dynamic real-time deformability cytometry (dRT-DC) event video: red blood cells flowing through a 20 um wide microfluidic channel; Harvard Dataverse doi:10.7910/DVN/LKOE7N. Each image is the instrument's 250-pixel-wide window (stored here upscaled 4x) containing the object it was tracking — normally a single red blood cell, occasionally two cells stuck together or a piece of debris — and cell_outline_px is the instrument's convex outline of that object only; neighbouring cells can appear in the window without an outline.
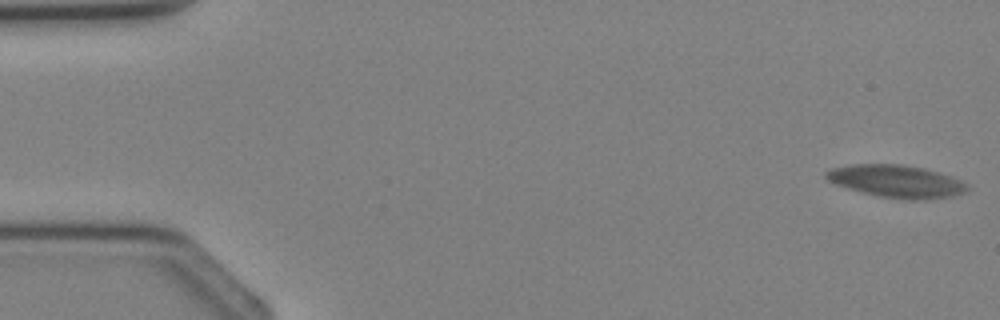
{"species": "Egyptian fruit bat (a non-hibernating species)", "species_latin": "Rousettus aegyptiacus", "temperature_condition": "cold", "stored_images_in_passage": 4, "camera_frame_rate_fps": 3000, "um_per_image_px": 0.085, "animal": {"sex": "female"}, "frame": {"image": 1, "passage_image": 1, "time_ms": 0.0, "image_size_px": [1000, 320], "cell_outline_px": [[968, 188], [964, 192], [952, 196], [924, 200], [908, 200], [880, 196], [848, 188], [836, 184], [828, 180], [824, 176], [824, 172], [832, 168], [852, 164], [900, 164], [924, 168], [960, 180], [968, 184]], "centroid_in_image_um": [76.18, 15.41], "position_along_channel_um": 8.8, "area_um2": 26.47}}